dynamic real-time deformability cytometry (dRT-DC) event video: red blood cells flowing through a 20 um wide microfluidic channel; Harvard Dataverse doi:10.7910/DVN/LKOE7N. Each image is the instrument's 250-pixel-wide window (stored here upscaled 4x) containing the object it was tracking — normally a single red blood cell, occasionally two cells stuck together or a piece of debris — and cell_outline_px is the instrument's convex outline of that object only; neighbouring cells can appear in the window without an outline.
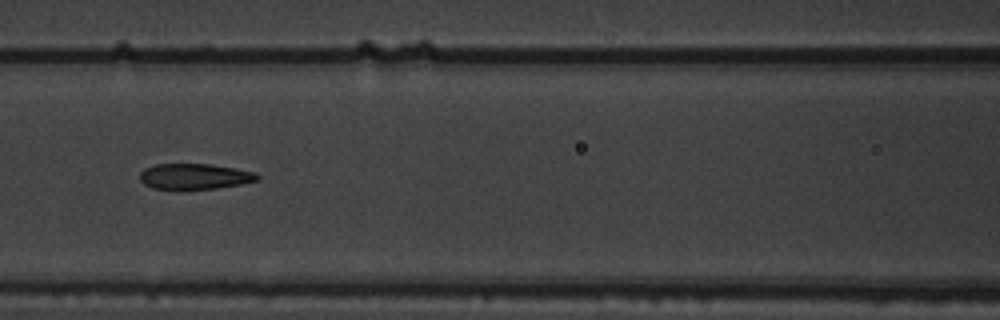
{"species": "common noctule bat (a hibernating species)", "species_latin": "Nyctalus noctula", "temperature_condition": "warm", "stored_images_in_passage": 7, "camera_frame_rate_fps": 3000, "um_per_image_px": 0.085, "animal": {"sex": "male", "body_mass_g": 19.5, "forearm_length_mm": 54.6}, "frame": {"image": 1, "passage_image": 5, "time_ms": 1.333, "image_size_px": [1000, 320], "cell_outline_px": [[260, 180], [240, 184], [216, 188], [184, 192], [176, 192], [152, 188], [144, 184], [140, 180], [140, 172], [144, 168], [156, 164], [212, 164], [236, 168], [256, 172], [260, 176]], "centroid_in_image_um": [16.51, 15.04], "position_along_channel_um": 150.1, "area_um2": 18.5}}
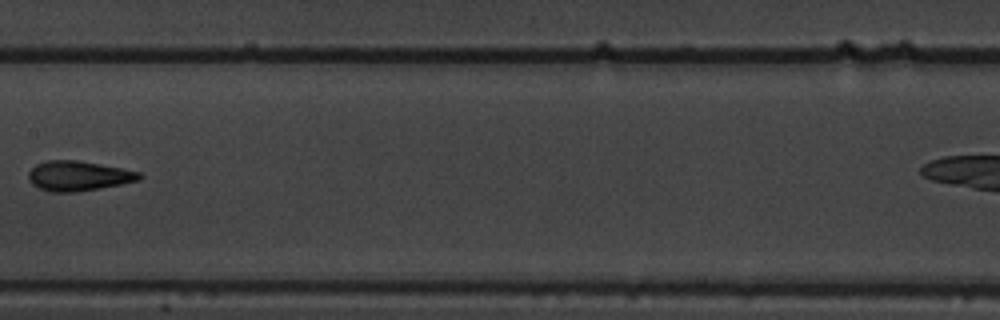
{"frame": {"image": 2, "passage_image": 6, "time_ms": 1.667, "image_size_px": [1000, 320], "cell_outline_px": [[144, 176], [140, 180], [100, 188], [76, 192], [52, 192], [40, 188], [32, 184], [28, 180], [28, 172], [36, 164], [48, 160], [76, 160], [100, 164], [140, 172]], "centroid_in_image_um": [6.66, 14.95], "position_along_channel_um": 200.7, "area_um2": 19.25}}
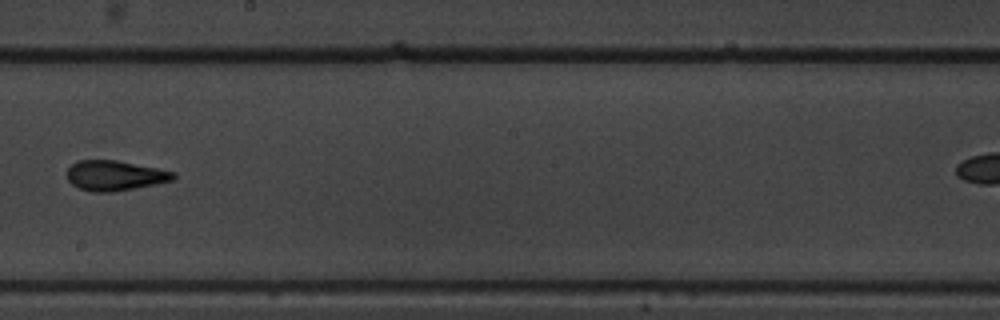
{"frame": {"image": 3, "passage_image": 7, "time_ms": 2.0, "image_size_px": [1000, 320], "cell_outline_px": [[176, 176], [172, 180], [112, 192], [92, 192], [80, 188], [72, 184], [64, 176], [68, 168], [76, 160], [116, 160], [176, 172]], "centroid_in_image_um": [9.69, 14.91], "position_along_channel_um": 238.5, "area_um2": 18.5}}